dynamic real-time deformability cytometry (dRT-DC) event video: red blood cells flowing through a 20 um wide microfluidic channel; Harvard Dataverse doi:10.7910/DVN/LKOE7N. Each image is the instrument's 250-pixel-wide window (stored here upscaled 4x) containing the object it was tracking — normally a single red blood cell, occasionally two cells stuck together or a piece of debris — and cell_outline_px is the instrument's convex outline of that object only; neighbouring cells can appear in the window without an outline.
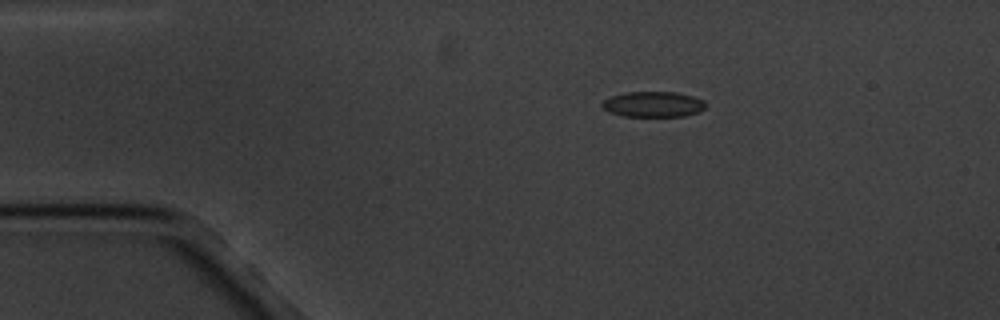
{"species": "common noctule bat (a hibernating species)", "species_latin": "Nyctalus noctula", "temperature_condition": "cold", "stored_images_in_passage": 7, "camera_frame_rate_fps": 3000, "um_per_image_px": 0.085, "animal": {"sex": "male", "body_mass_g": 20.1, "forearm_length_mm": 53.5}, "frame": {"image": 1, "passage_image": 3, "time_ms": 2.0, "image_size_px": [1000, 320], "cell_outline_px": [[704, 108], [696, 112], [684, 116], [624, 116], [608, 112], [600, 104], [604, 100], [612, 96], [624, 92], [676, 92], [692, 96], [704, 100]], "centroid_in_image_um": [55.48, 8.86], "position_along_channel_um": 29.5, "area_um2": 15.26}}
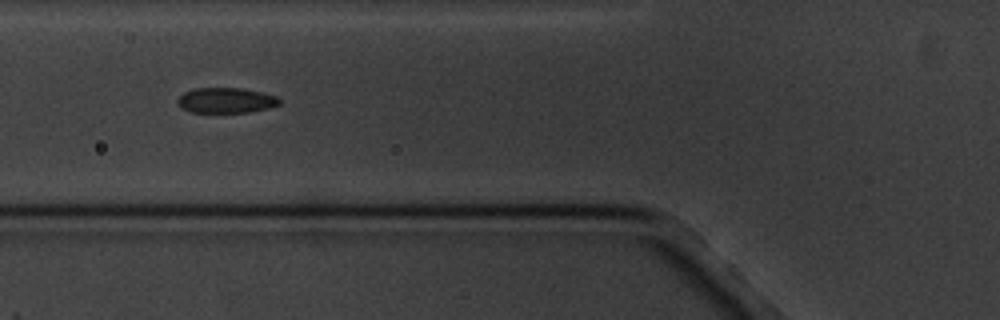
{"frame": {"image": 2, "passage_image": 6, "time_ms": 5.667, "image_size_px": [1000, 320], "cell_outline_px": [[280, 104], [268, 108], [248, 112], [192, 112], [176, 104], [176, 100], [184, 92], [196, 88], [244, 88], [264, 92], [276, 96], [280, 100]], "centroid_in_image_um": [19.22, 8.52], "position_along_channel_um": 106.6, "area_um2": 15.03}}
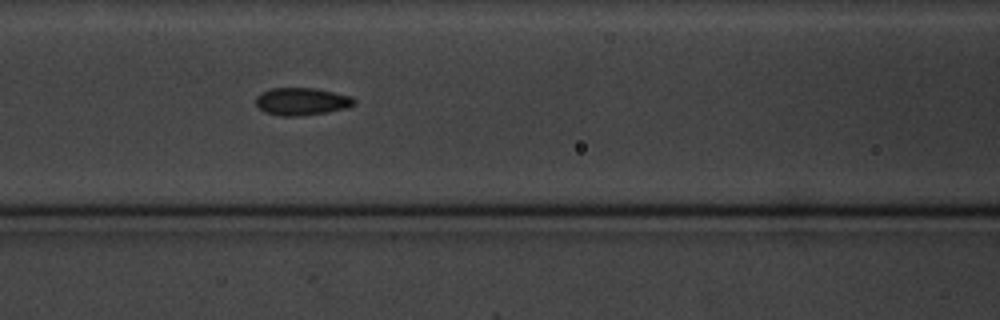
{"frame": {"image": 3, "passage_image": 7, "time_ms": 6.667, "image_size_px": [1000, 320], "cell_outline_px": [[356, 104], [344, 108], [328, 112], [300, 116], [280, 116], [264, 112], [256, 104], [256, 96], [260, 92], [272, 88], [316, 88], [352, 96], [356, 100]], "centroid_in_image_um": [25.64, 8.62], "position_along_channel_um": 141.0, "area_um2": 15.9}}